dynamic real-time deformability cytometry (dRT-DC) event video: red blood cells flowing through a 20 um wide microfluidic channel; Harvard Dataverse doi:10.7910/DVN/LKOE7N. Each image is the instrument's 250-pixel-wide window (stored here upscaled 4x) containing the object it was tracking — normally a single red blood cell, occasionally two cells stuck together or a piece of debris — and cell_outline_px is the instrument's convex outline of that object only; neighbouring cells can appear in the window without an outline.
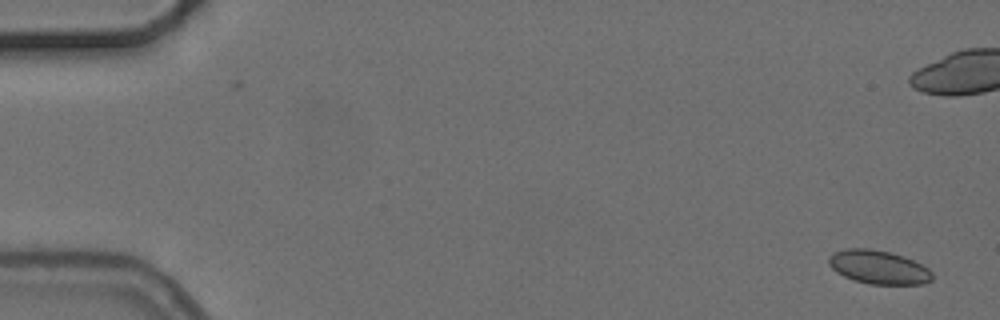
{"species": "common noctule bat (a hibernating species)", "species_latin": "Nyctalus noctula", "temperature_condition": "cold", "stored_images_in_passage": 7, "camera_frame_rate_fps": 3000, "um_per_image_px": 0.085, "animal": {"sex": "female", "body_mass_g": 24.6, "forearm_length_mm": 56.2}, "frame": {"image": 1, "passage_image": 1, "time_ms": 0.0, "image_size_px": [1000, 320], "cell_outline_px": [[932, 280], [924, 284], [868, 284], [844, 276], [836, 272], [828, 264], [828, 256], [844, 248], [868, 248], [888, 252], [904, 256], [928, 268], [932, 272]], "centroid_in_image_um": [74.66, 22.71], "position_along_channel_um": 10.3, "area_um2": 20.23}}